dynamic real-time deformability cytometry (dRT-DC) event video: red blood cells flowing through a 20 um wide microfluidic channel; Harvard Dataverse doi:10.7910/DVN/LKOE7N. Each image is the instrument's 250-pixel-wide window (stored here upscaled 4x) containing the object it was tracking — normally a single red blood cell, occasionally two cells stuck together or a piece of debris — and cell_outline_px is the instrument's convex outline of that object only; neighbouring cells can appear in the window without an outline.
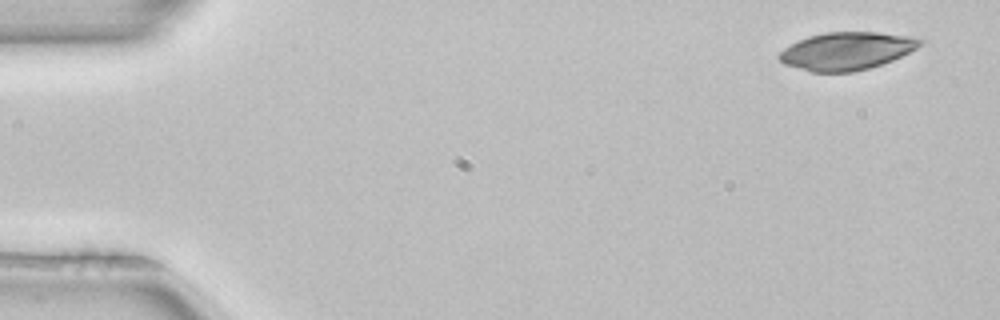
{"species": "common noctule bat (a hibernating species)", "species_latin": "Nyctalus noctula", "temperature_condition": "room temperature", "stored_images_in_passage": 2, "camera_frame_rate_fps": 3000, "um_per_image_px": 0.085, "animal": {"sex": "female", "body_mass_g": 22.7, "forearm_length_mm": 54.2}, "frame": {"image": 1, "passage_image": 1, "time_ms": 0.0, "image_size_px": [1000, 320], "cell_outline_px": [[924, 40], [916, 48], [892, 60], [868, 68], [852, 72], [812, 72], [784, 64], [776, 56], [784, 48], [808, 36], [824, 32], [880, 32], [920, 36]], "centroid_in_image_um": [71.99, 4.32], "position_along_channel_um": 13.0, "area_um2": 31.04}}